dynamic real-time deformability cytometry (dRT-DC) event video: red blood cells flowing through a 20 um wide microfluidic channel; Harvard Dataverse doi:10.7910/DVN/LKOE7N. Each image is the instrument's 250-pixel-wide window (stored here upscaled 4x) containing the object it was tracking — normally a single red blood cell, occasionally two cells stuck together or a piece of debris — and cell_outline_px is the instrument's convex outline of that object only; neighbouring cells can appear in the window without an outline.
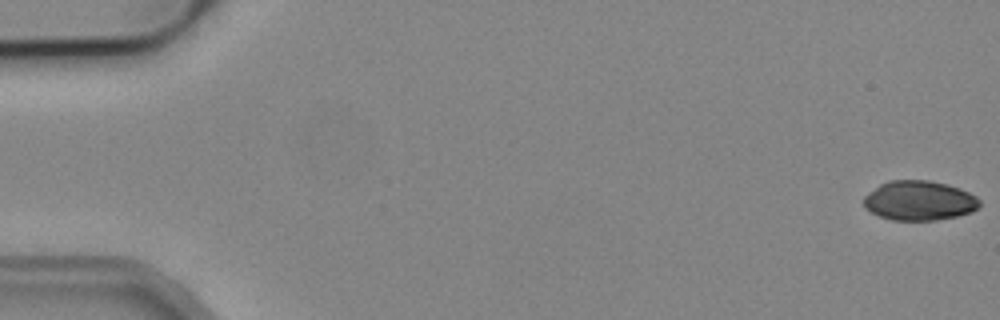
{"species": "common noctule bat (a hibernating species)", "species_latin": "Nyctalus noctula", "temperature_condition": "cold", "stored_images_in_passage": 5, "camera_frame_rate_fps": 3000, "um_per_image_px": 0.085, "animal": {"sex": "male", "body_mass_g": 19.2, "forearm_length_mm": 51.8}, "frame": {"image": 1, "passage_image": 1, "time_ms": 0.0, "image_size_px": [1000, 320], "cell_outline_px": [[980, 204], [972, 212], [956, 216], [936, 220], [892, 220], [880, 216], [872, 212], [864, 204], [864, 196], [868, 192], [880, 184], [888, 180], [928, 180], [948, 184], [960, 188], [976, 196], [980, 200]], "centroid_in_image_um": [78.15, 17.04], "position_along_channel_um": 6.9, "area_um2": 26.7}}
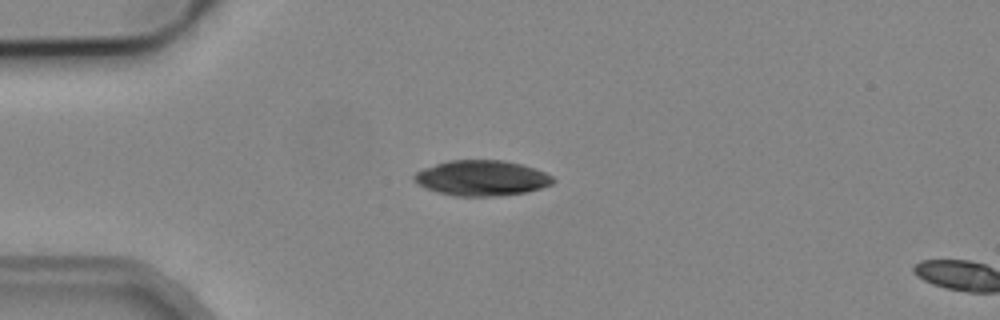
{"frame": {"image": 2, "passage_image": 4, "time_ms": 1.0, "image_size_px": [1000, 320], "cell_outline_px": [[556, 180], [552, 184], [528, 192], [500, 196], [456, 196], [436, 192], [424, 188], [416, 184], [412, 180], [412, 176], [416, 172], [424, 168], [448, 160], [504, 160], [536, 168], [552, 176]], "centroid_in_image_um": [40.92, 15.14], "position_along_channel_um": 44.1, "area_um2": 28.96}}